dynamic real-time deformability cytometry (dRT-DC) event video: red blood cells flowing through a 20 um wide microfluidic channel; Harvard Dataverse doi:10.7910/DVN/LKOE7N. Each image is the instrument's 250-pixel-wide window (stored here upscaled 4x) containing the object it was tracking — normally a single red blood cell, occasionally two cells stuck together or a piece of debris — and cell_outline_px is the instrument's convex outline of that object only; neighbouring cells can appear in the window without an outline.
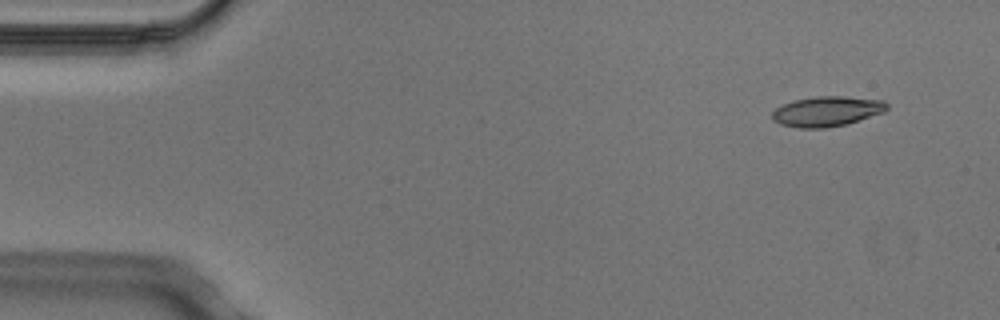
{"species": "Egyptian fruit bat (a non-hibernating species)", "species_latin": "Rousettus aegyptiacus", "temperature_condition": "cold", "stored_images_in_passage": 5, "segment_of_instrument_passage": [2, 2], "camera_frame_rate_fps": 3000, "um_per_image_px": 0.085, "animal": {"sex": "male"}, "frame": {"image": 1, "passage_image": 5, "time_ms": 1.333, "image_size_px": [1000, 320], "cell_outline_px": [[888, 108], [884, 112], [848, 124], [824, 128], [800, 128], [780, 124], [772, 120], [772, 112], [776, 108], [784, 104], [796, 100], [816, 96], [840, 96], [884, 100], [888, 104]], "centroid_in_image_um": [70.3, 9.47], "position_along_channel_um": 14.7, "area_um2": 20.11}}